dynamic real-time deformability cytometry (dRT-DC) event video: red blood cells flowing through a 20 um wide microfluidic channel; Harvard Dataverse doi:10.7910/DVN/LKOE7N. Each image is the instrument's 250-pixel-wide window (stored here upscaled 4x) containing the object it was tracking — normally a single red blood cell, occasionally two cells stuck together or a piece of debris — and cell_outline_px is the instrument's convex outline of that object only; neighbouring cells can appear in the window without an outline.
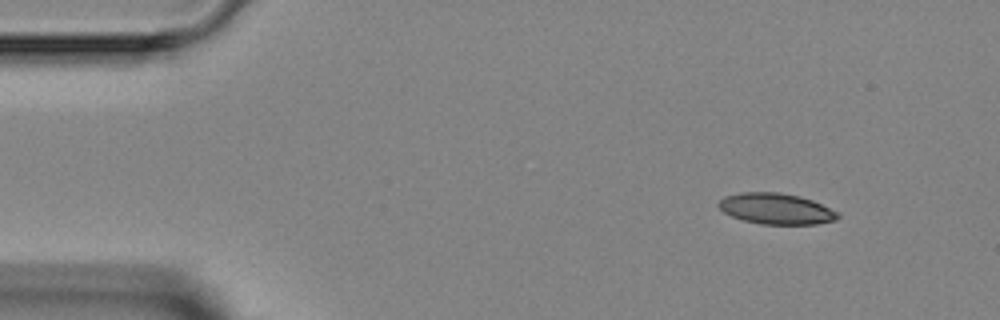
{"species": "Egyptian fruit bat (a non-hibernating species)", "species_latin": "Rousettus aegyptiacus", "temperature_condition": "room temperature", "stored_images_in_passage": 3, "camera_frame_rate_fps": 3000, "um_per_image_px": 0.085, "animal": {"sex": "female"}, "frame": {"image": 1, "passage_image": 1, "time_ms": 0.0, "image_size_px": [1000, 320], "cell_outline_px": [[840, 216], [836, 220], [816, 224], [760, 224], [744, 220], [732, 216], [724, 212], [716, 204], [724, 196], [740, 192], [780, 192], [800, 196], [812, 200], [840, 212]], "centroid_in_image_um": [65.98, 17.73], "position_along_channel_um": 19.0, "area_um2": 21.62}}
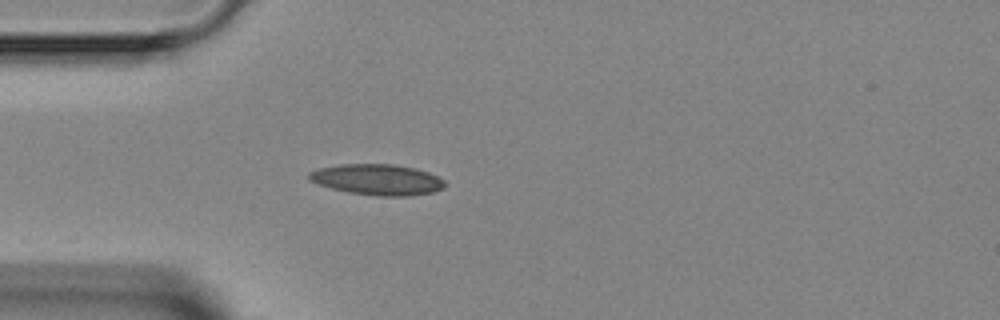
{"frame": {"image": 2, "passage_image": 3, "time_ms": 2.667, "image_size_px": [1000, 320], "cell_outline_px": [[448, 184], [444, 188], [432, 192], [412, 196], [380, 196], [348, 192], [332, 188], [308, 180], [308, 172], [320, 168], [340, 164], [392, 164], [416, 168], [428, 172], [444, 180]], "centroid_in_image_um": [32.1, 15.26], "position_along_channel_um": 52.9, "area_um2": 24.45}}